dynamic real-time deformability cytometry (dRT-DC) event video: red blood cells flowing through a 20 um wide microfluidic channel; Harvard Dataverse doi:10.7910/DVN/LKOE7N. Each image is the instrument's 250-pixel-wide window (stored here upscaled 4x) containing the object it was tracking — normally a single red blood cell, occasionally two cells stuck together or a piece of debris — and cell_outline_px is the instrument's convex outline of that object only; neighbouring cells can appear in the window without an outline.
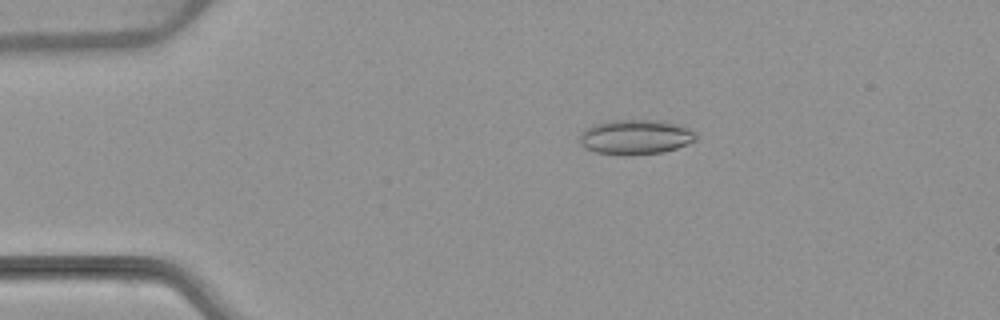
{"species": "common noctule bat (a hibernating species)", "species_latin": "Nyctalus noctula", "temperature_condition": "warm", "stored_images_in_passage": 48, "camera_frame_rate_fps": 3000, "um_per_image_px": 0.085, "animal": {"sex": "female", "body_mass_g": 22.7, "forearm_length_mm": 54.2}, "frame": {"image": 1, "passage_image": 6, "time_ms": 1.667, "image_size_px": [1000, 320], "cell_outline_px": [[696, 140], [688, 144], [664, 152], [628, 156], [624, 156], [596, 152], [580, 144], [580, 132], [584, 128], [592, 124], [608, 120], [664, 120], [688, 128], [696, 132]], "centroid_in_image_um": [54.01, 11.64], "position_along_channel_um": 31.0, "area_um2": 23.99}}
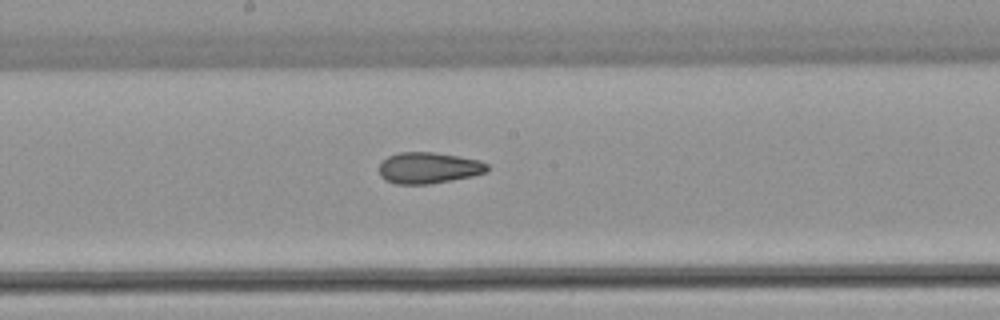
{"frame": {"image": 2, "passage_image": 24, "time_ms": 7.667, "image_size_px": [1000, 320], "cell_outline_px": [[488, 172], [472, 176], [452, 180], [428, 184], [396, 184], [384, 180], [380, 176], [380, 164], [388, 156], [400, 152], [436, 152], [460, 156], [480, 160], [488, 164]], "centroid_in_image_um": [36.45, 14.27], "position_along_channel_um": 211.7, "area_um2": 19.83}}
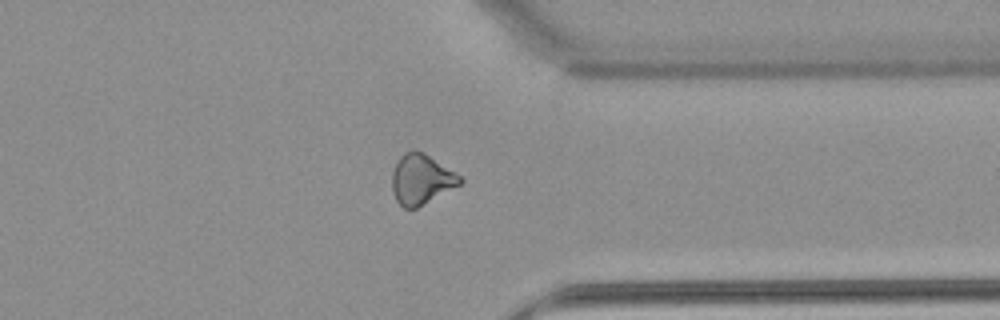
{"frame": {"image": 3, "passage_image": 37, "time_ms": 12.0, "image_size_px": [1000, 320], "cell_outline_px": [[464, 180], [460, 184], [416, 208], [404, 208], [396, 200], [392, 188], [392, 172], [400, 156], [404, 152], [412, 148], [424, 152], [456, 172]], "centroid_in_image_um": [35.8, 15.2], "position_along_channel_um": 375.6, "area_um2": 19.77}, "authors_computed_cell_mechanics": {"area_um2": 20.4612, "velocity_mm_per_s": 3.875, "shape_relaxation_time_tau1_ms": null, "shape_relaxation_time_tau2_ms": 3.2661, "deformation_change_tau1": null, "deformation_change_tau2": 0.0951}}